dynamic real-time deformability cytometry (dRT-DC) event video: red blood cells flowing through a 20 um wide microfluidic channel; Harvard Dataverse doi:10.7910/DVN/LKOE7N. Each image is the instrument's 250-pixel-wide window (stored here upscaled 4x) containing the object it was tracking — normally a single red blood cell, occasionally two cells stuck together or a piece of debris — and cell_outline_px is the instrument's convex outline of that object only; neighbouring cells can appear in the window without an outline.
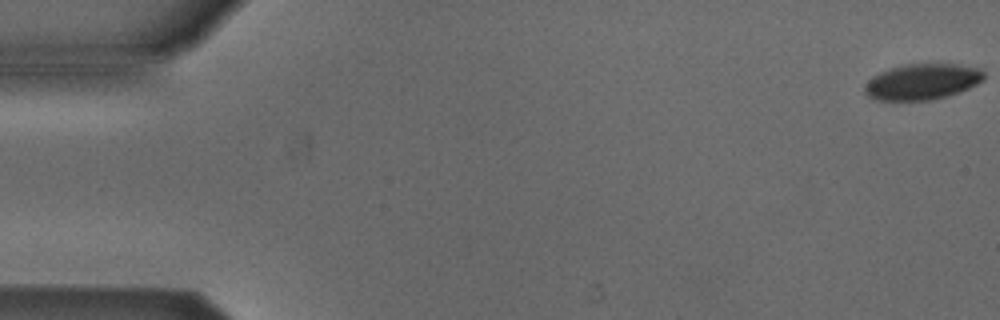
{"species": "Egyptian fruit bat (a non-hibernating species)", "species_latin": "Rousettus aegyptiacus", "temperature_condition": "cold", "stored_images_in_passage": 5, "camera_frame_rate_fps": 3000, "um_per_image_px": 0.085, "animal": {"sex": "male"}, "frame": {"image": 1, "passage_image": 1, "time_ms": 0.0, "image_size_px": [1000, 320], "cell_outline_px": [[984, 80], [960, 92], [948, 96], [932, 100], [876, 100], [868, 96], [864, 92], [864, 88], [868, 80], [872, 76], [880, 72], [904, 64], [956, 64], [980, 68], [984, 72]], "centroid_in_image_um": [78.39, 6.95], "position_along_channel_um": 6.6, "area_um2": 24.97}}
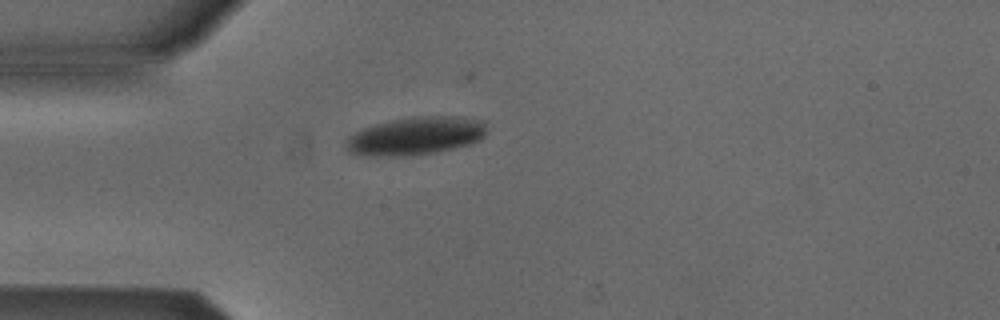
{"frame": {"image": 2, "passage_image": 5, "time_ms": 1.333, "image_size_px": [1000, 320], "cell_outline_px": [[484, 136], [480, 140], [472, 144], [436, 152], [392, 156], [372, 156], [348, 152], [344, 144], [348, 136], [364, 128], [388, 120], [412, 116], [460, 116], [484, 120]], "centroid_in_image_um": [35.33, 11.54], "position_along_channel_um": 49.7, "area_um2": 31.21}}